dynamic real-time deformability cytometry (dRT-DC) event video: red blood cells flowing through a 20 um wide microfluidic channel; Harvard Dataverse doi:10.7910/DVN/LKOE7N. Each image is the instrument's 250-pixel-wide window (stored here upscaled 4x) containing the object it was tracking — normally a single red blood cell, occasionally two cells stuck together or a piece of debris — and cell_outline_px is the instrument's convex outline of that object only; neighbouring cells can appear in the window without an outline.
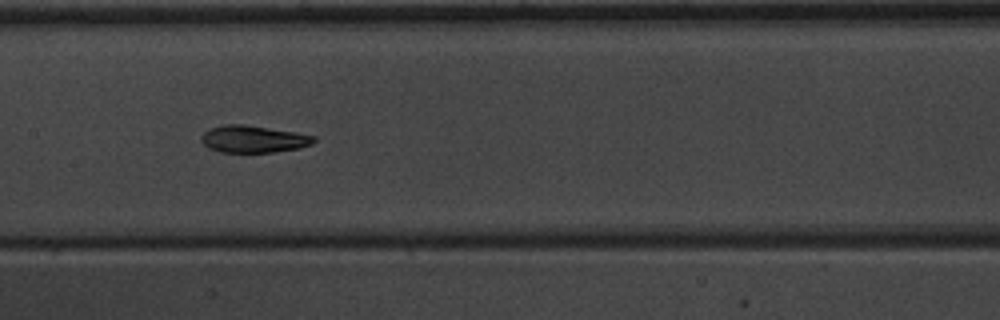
{"species": "common noctule bat (a hibernating species)", "species_latin": "Nyctalus noctula", "temperature_condition": "warm", "stored_images_in_passage": 19, "camera_frame_rate_fps": 3000, "um_per_image_px": 0.085, "animal": {"sex": "male", "body_mass_g": 20.1, "forearm_length_mm": 53.5}, "frame": {"image": 1, "passage_image": 11, "time_ms": 3.333, "image_size_px": [1000, 320], "cell_outline_px": [[316, 140], [312, 144], [300, 148], [276, 152], [220, 152], [208, 148], [200, 140], [200, 136], [204, 132], [212, 128], [224, 124], [244, 124], [296, 132], [316, 136]], "centroid_in_image_um": [21.55, 11.82], "position_along_channel_um": 185.9, "area_um2": 17.92}}